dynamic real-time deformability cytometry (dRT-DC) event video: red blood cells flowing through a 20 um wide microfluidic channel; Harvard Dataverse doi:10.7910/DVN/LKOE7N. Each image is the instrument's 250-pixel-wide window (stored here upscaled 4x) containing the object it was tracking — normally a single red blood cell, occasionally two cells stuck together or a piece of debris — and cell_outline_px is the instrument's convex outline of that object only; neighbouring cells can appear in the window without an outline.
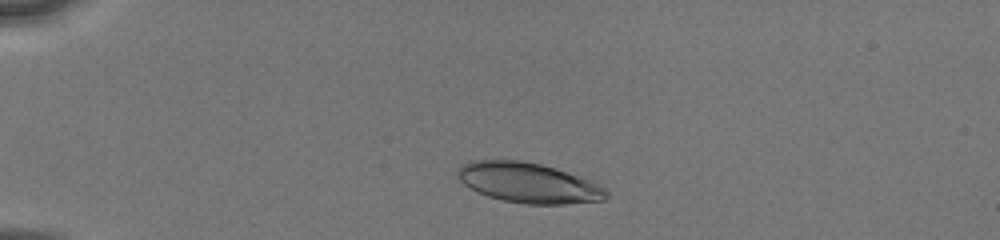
{"species": "human", "species_latin": "Homo sapiens", "temperature_condition": "cold", "stored_images_in_passage": 11, "camera_frame_rate_fps": 3000, "um_per_image_px": 0.085, "donor": {"sex": "male"}, "frame": {"image": 1, "passage_image": 5, "time_ms": 1.667, "image_size_px": [1000, 240], "cell_outline_px": [[608, 196], [604, 200], [564, 204], [524, 204], [504, 200], [488, 196], [476, 192], [464, 184], [460, 180], [456, 172], [464, 164], [472, 160], [520, 160], [540, 164], [556, 168], [588, 180], [604, 188], [608, 192]], "centroid_in_image_um": [44.9, 15.54], "position_along_channel_um": 40.1, "area_um2": 34.45}}
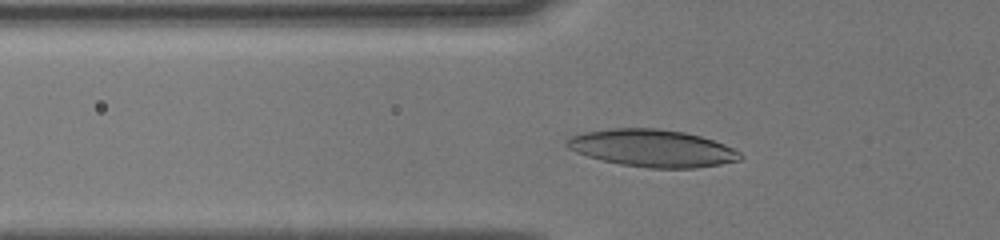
{"frame": {"image": 2, "passage_image": 10, "time_ms": 3.667, "image_size_px": [1000, 240], "cell_outline_px": [[744, 156], [740, 160], [720, 164], [696, 168], [648, 168], [620, 164], [600, 160], [576, 152], [568, 148], [564, 144], [568, 136], [584, 132], [608, 128], [660, 128], [684, 132], [700, 136], [724, 144], [740, 152]], "centroid_in_image_um": [55.41, 12.59], "position_along_channel_um": 70.4, "area_um2": 37.92}}